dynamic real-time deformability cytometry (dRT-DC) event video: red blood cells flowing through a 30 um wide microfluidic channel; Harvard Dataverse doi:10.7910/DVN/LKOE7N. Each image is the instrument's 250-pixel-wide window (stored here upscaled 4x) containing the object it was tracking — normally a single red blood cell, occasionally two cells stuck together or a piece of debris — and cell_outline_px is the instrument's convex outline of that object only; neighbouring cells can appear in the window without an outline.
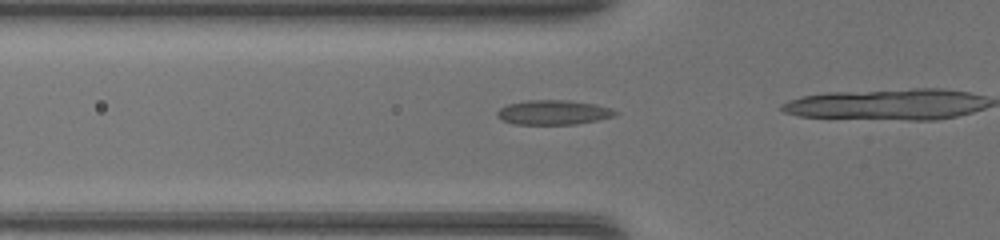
{"species": "common noctule bat (a hibernating species)", "species_latin": "Nyctalus noctula", "temperature_condition": "warm", "stored_images_in_passage": 7, "camera_frame_rate_fps": 3000, "um_per_image_px": 0.085, "animal": {"sex": "female", "body_mass_g": 17.0, "forearm_length_mm": 48.0}, "frame": {"image": 1, "passage_image": 3, "time_ms": 0.667, "image_size_px": [1000, 240], "cell_outline_px": [[620, 112], [616, 116], [576, 124], [512, 124], [496, 116], [496, 112], [500, 108], [508, 104], [528, 100], [568, 100], [596, 104], [612, 108]], "centroid_in_image_um": [47.07, 9.55], "position_along_channel_um": 78.7, "area_um2": 16.99}}
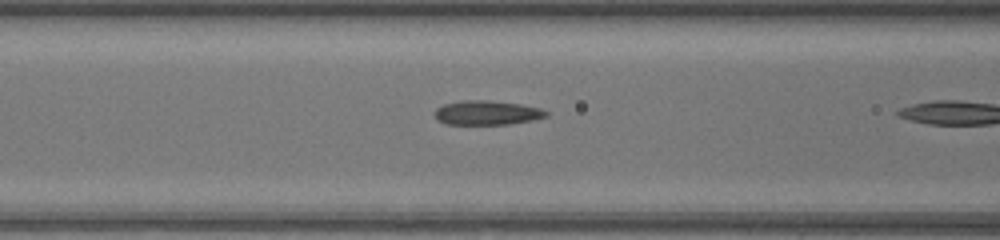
{"frame": {"image": 2, "passage_image": 6, "time_ms": 1.667, "image_size_px": [1000, 240], "cell_outline_px": [[548, 116], [532, 120], [512, 124], [444, 124], [436, 120], [436, 108], [444, 104], [468, 100], [484, 100], [520, 104], [540, 108], [548, 112]], "centroid_in_image_um": [41.4, 9.59], "position_along_channel_um": 125.2, "area_um2": 15.66}}